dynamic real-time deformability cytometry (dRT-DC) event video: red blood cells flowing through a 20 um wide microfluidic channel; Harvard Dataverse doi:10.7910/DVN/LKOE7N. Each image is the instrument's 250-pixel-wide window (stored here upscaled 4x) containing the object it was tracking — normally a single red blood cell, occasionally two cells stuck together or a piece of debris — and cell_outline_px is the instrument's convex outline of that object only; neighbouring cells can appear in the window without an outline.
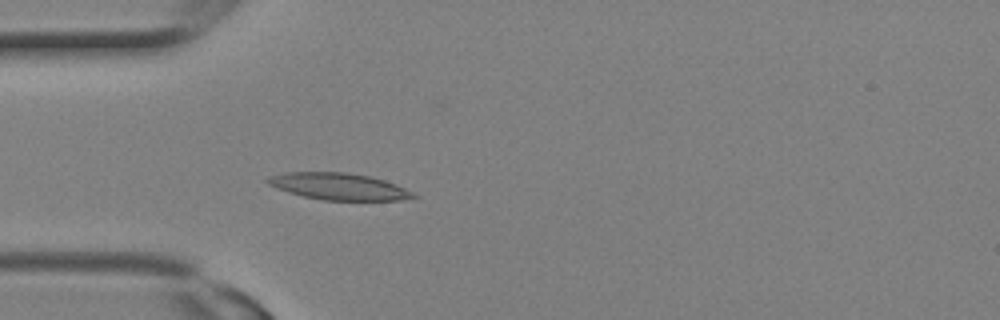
{"species": "Egyptian fruit bat (a non-hibernating species)", "species_latin": "Rousettus aegyptiacus", "temperature_condition": "room temperature", "stored_images_in_passage": 2, "camera_frame_rate_fps": 3000, "um_per_image_px": 0.085, "animal": {"sex": "female"}, "frame": {"image": 1, "passage_image": 2, "time_ms": 0.333, "image_size_px": [1000, 320], "cell_outline_px": [[420, 196], [400, 200], [320, 200], [288, 192], [276, 188], [268, 184], [264, 180], [268, 176], [284, 172], [344, 172], [368, 176], [384, 180], [396, 184]], "centroid_in_image_um": [28.75, 15.84], "position_along_channel_um": 56.2, "area_um2": 22.72}}